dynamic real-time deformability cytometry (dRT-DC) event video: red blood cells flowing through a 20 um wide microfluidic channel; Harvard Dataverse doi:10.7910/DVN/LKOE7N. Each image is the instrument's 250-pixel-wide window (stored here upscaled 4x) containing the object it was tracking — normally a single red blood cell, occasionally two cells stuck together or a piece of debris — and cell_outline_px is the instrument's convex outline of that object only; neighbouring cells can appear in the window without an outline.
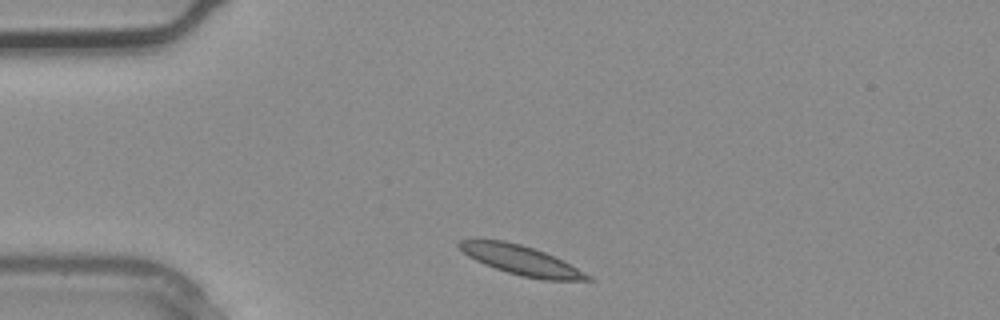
{"species": "common noctule bat (a hibernating species)", "species_latin": "Nyctalus noctula", "temperature_condition": "warm", "stored_images_in_passage": 2, "camera_frame_rate_fps": 3000, "um_per_image_px": 0.085, "animal": {"sex": "male", "body_mass_g": 20.4}, "frame": {"image": 1, "passage_image": 1, "time_ms": 0.0, "image_size_px": [1000, 320], "cell_outline_px": [[596, 280], [544, 280], [520, 276], [484, 264], [468, 256], [456, 244], [456, 240], [504, 240], [520, 244], [544, 252], [592, 276]], "centroid_in_image_um": [44.27, 22.12], "position_along_channel_um": 40.7, "area_um2": 21.56}}